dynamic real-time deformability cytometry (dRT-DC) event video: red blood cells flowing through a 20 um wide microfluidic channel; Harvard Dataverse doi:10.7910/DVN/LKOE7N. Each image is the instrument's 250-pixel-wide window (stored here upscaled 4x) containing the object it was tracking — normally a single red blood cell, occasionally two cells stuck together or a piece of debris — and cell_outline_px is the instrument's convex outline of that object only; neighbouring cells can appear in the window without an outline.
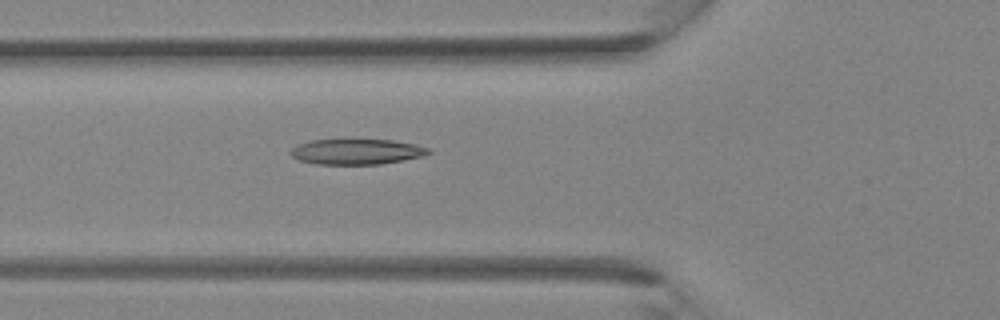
{"species": "Egyptian fruit bat (a non-hibernating species)", "species_latin": "Rousettus aegyptiacus", "temperature_condition": "room temperature", "stored_images_in_passage": 26, "camera_frame_rate_fps": 3000, "um_per_image_px": 0.085, "animal": {"sex": "female"}, "frame": {"image": 1, "passage_image": 4, "time_ms": 1.0, "image_size_px": [1000, 320], "cell_outline_px": [[432, 152], [424, 156], [380, 164], [316, 164], [300, 160], [292, 156], [288, 152], [292, 148], [300, 144], [312, 140], [392, 140], [416, 144], [428, 148]], "centroid_in_image_um": [30.33, 12.89], "position_along_channel_um": 95.5, "area_um2": 20.29}}
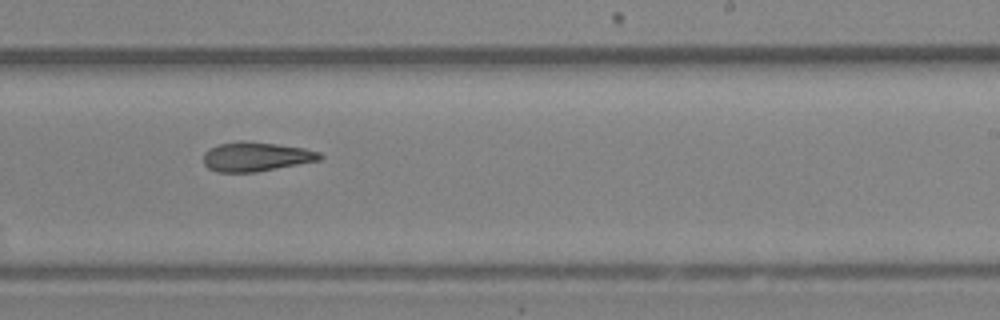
{"frame": {"image": 2, "passage_image": 13, "time_ms": 4.0, "image_size_px": [1000, 320], "cell_outline_px": [[324, 156], [320, 160], [256, 172], [216, 172], [208, 168], [204, 164], [204, 152], [220, 144], [240, 140], [248, 140], [304, 148], [320, 152]], "centroid_in_image_um": [21.77, 13.31], "position_along_channel_um": 267.2, "area_um2": 19.88}}
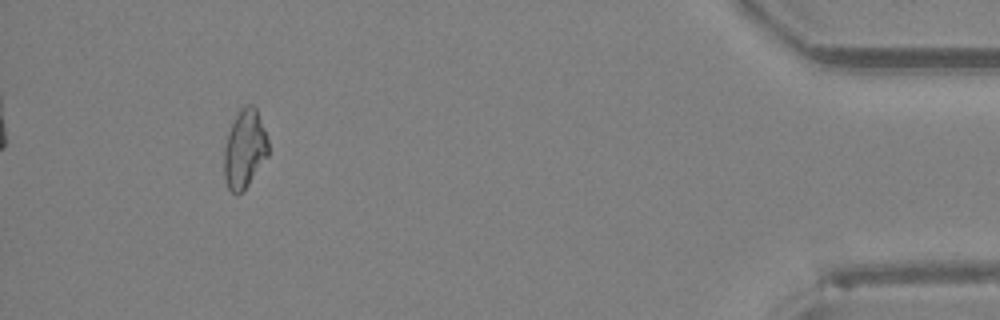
{"frame": {"image": 3, "passage_image": 24, "time_ms": 7.667, "image_size_px": [1000, 320], "cell_outline_px": [[268, 156], [248, 184], [236, 196], [228, 188], [224, 176], [224, 148], [232, 124], [240, 108], [248, 104], [252, 104], [256, 108], [268, 140]], "centroid_in_image_um": [20.79, 12.67], "position_along_channel_um": 414.4, "area_um2": 19.88}}